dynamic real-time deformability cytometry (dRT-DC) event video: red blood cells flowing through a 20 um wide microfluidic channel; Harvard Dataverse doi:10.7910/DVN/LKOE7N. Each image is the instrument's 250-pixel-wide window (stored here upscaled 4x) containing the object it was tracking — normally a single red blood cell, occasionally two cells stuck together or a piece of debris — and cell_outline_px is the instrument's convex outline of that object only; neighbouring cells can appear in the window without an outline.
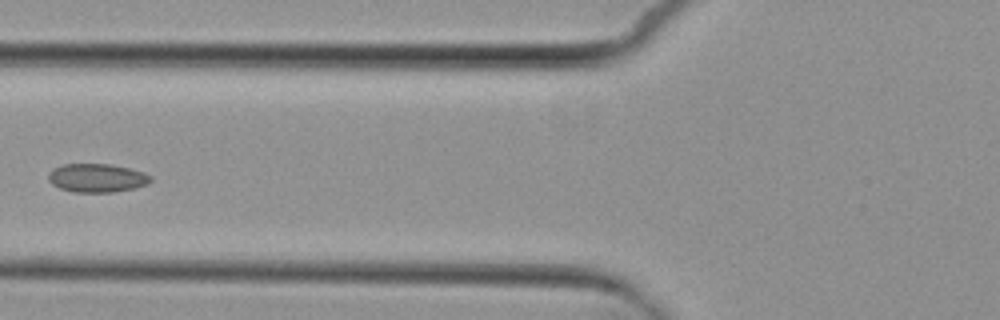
{"species": "common noctule bat (a hibernating species)", "species_latin": "Nyctalus noctula", "temperature_condition": "cold", "stored_images_in_passage": 6, "camera_frame_rate_fps": 3000, "um_per_image_px": 0.085, "animal": {"sex": "female", "body_mass_g": 29.2, "forearm_length_mm": 56.3}, "frame": {"image": 1, "passage_image": 6, "time_ms": 5.667, "image_size_px": [1000, 320], "cell_outline_px": [[152, 180], [148, 184], [132, 188], [112, 192], [72, 192], [60, 188], [52, 184], [48, 180], [48, 172], [52, 168], [64, 164], [108, 164], [128, 168], [144, 172], [152, 176]], "centroid_in_image_um": [8.21, 15.12], "position_along_channel_um": 117.6, "area_um2": 17.05}}